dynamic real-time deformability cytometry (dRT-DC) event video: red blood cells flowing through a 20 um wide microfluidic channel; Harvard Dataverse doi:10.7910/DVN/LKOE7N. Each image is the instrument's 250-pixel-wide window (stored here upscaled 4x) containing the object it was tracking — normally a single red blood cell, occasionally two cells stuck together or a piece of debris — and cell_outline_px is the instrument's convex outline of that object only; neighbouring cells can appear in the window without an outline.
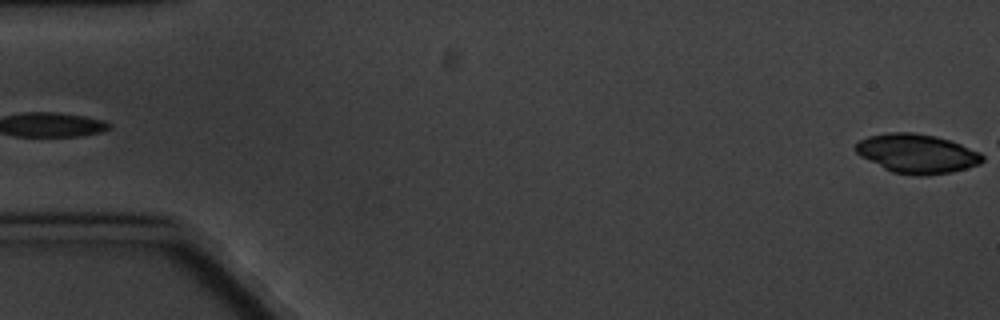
{"species": "common noctule bat (a hibernating species)", "species_latin": "Nyctalus noctula", "temperature_condition": "cold", "stored_images_in_passage": 6, "segment_of_instrument_passage": [2, 2], "camera_frame_rate_fps": 3000, "um_per_image_px": 0.085, "animal": {"sex": "male", "body_mass_g": 20.1, "forearm_length_mm": 53.5}, "frame": {"image": 1, "passage_image": 6, "time_ms": 6.0, "image_size_px": [1000, 320], "cell_outline_px": [[984, 160], [980, 164], [968, 168], [952, 172], [928, 176], [916, 176], [892, 172], [860, 156], [852, 148], [860, 140], [868, 136], [888, 132], [912, 132], [936, 136], [960, 144], [980, 152], [984, 156]], "centroid_in_image_um": [77.94, 13.06], "position_along_channel_um": 7.1, "area_um2": 29.13}}